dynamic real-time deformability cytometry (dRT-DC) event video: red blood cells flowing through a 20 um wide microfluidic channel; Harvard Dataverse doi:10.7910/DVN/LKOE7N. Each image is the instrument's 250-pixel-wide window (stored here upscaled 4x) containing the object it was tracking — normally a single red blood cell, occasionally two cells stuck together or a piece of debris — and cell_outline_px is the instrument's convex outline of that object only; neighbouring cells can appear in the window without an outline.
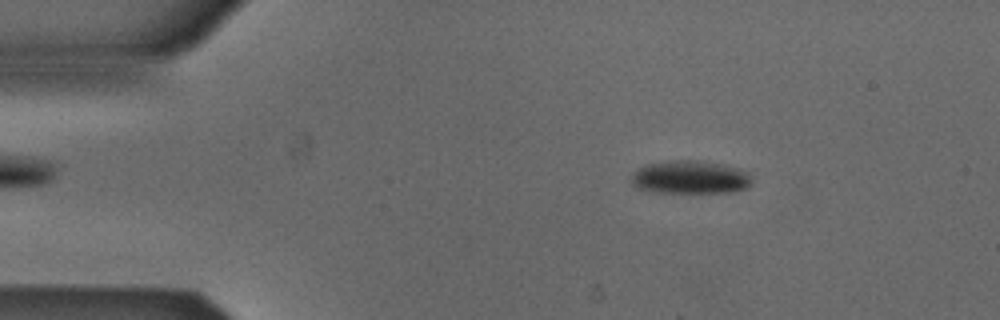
{"species": "Egyptian fruit bat (a non-hibernating species)", "species_latin": "Rousettus aegyptiacus", "temperature_condition": "cold", "stored_images_in_passage": 4, "camera_frame_rate_fps": 3000, "um_per_image_px": 0.085, "animal": {"sex": "male"}, "frame": {"image": 1, "passage_image": 2, "time_ms": 0.333, "image_size_px": [1000, 320], "cell_outline_px": [[752, 184], [748, 188], [732, 192], [660, 192], [636, 188], [628, 180], [640, 168], [648, 164], [680, 160], [696, 160], [724, 164], [740, 168], [748, 172], [752, 180]], "centroid_in_image_um": [58.73, 15.07], "position_along_channel_um": 26.3, "area_um2": 23.29}}
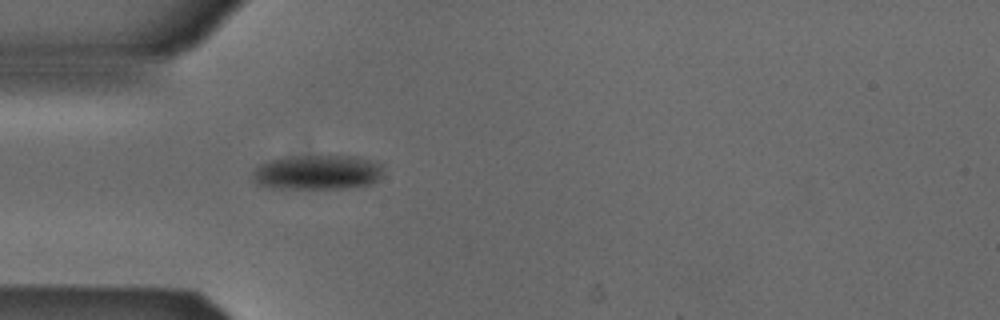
{"frame": {"image": 2, "passage_image": 4, "time_ms": 1.0, "image_size_px": [1000, 320], "cell_outline_px": [[380, 176], [376, 180], [368, 184], [344, 188], [272, 188], [256, 184], [252, 180], [252, 172], [260, 164], [268, 160], [300, 156], [352, 156], [368, 160], [380, 164]], "centroid_in_image_um": [26.88, 14.65], "position_along_channel_um": 58.1, "area_um2": 25.95}}